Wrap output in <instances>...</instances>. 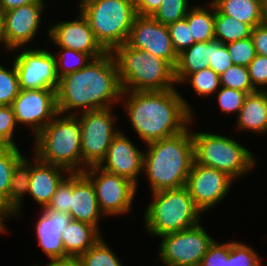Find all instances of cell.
I'll return each mask as SVG.
<instances>
[{"instance_id":"6da1fadb","label":"cell","mask_w":267,"mask_h":266,"mask_svg":"<svg viewBox=\"0 0 267 266\" xmlns=\"http://www.w3.org/2000/svg\"><path fill=\"white\" fill-rule=\"evenodd\" d=\"M121 99L131 127L146 144L177 135L194 121L193 108L177 88L123 91Z\"/></svg>"},{"instance_id":"7a4b0ae2","label":"cell","mask_w":267,"mask_h":266,"mask_svg":"<svg viewBox=\"0 0 267 266\" xmlns=\"http://www.w3.org/2000/svg\"><path fill=\"white\" fill-rule=\"evenodd\" d=\"M122 92L114 57L107 52L92 59L84 68L59 79L57 110L60 114L73 110L67 115L76 116L77 113L110 108L119 103Z\"/></svg>"},{"instance_id":"3957f363","label":"cell","mask_w":267,"mask_h":266,"mask_svg":"<svg viewBox=\"0 0 267 266\" xmlns=\"http://www.w3.org/2000/svg\"><path fill=\"white\" fill-rule=\"evenodd\" d=\"M191 127L185 131L146 144L143 171L153 192L186 185L194 159Z\"/></svg>"},{"instance_id":"277c9868","label":"cell","mask_w":267,"mask_h":266,"mask_svg":"<svg viewBox=\"0 0 267 266\" xmlns=\"http://www.w3.org/2000/svg\"><path fill=\"white\" fill-rule=\"evenodd\" d=\"M122 91H163L176 88L174 67L166 60L126 43L111 51Z\"/></svg>"},{"instance_id":"5b68a950","label":"cell","mask_w":267,"mask_h":266,"mask_svg":"<svg viewBox=\"0 0 267 266\" xmlns=\"http://www.w3.org/2000/svg\"><path fill=\"white\" fill-rule=\"evenodd\" d=\"M34 141V157L44 163L63 167L70 173H82L78 114L75 116L58 113L34 137Z\"/></svg>"},{"instance_id":"8992f818","label":"cell","mask_w":267,"mask_h":266,"mask_svg":"<svg viewBox=\"0 0 267 266\" xmlns=\"http://www.w3.org/2000/svg\"><path fill=\"white\" fill-rule=\"evenodd\" d=\"M145 210V228L151 236L178 232L200 223L202 212L195 206L186 186L151 193Z\"/></svg>"},{"instance_id":"52a82bcc","label":"cell","mask_w":267,"mask_h":266,"mask_svg":"<svg viewBox=\"0 0 267 266\" xmlns=\"http://www.w3.org/2000/svg\"><path fill=\"white\" fill-rule=\"evenodd\" d=\"M194 159L199 165L227 173L234 180L248 174L256 166V158L235 138L192 131Z\"/></svg>"},{"instance_id":"ba28073f","label":"cell","mask_w":267,"mask_h":266,"mask_svg":"<svg viewBox=\"0 0 267 266\" xmlns=\"http://www.w3.org/2000/svg\"><path fill=\"white\" fill-rule=\"evenodd\" d=\"M96 40L107 51L127 42L135 18L134 0H93L80 10Z\"/></svg>"},{"instance_id":"9c48e42d","label":"cell","mask_w":267,"mask_h":266,"mask_svg":"<svg viewBox=\"0 0 267 266\" xmlns=\"http://www.w3.org/2000/svg\"><path fill=\"white\" fill-rule=\"evenodd\" d=\"M79 115L83 173L87 167L99 166L107 155L112 139L121 130L115 128L118 117L112 114L111 107Z\"/></svg>"},{"instance_id":"30bf717a","label":"cell","mask_w":267,"mask_h":266,"mask_svg":"<svg viewBox=\"0 0 267 266\" xmlns=\"http://www.w3.org/2000/svg\"><path fill=\"white\" fill-rule=\"evenodd\" d=\"M201 222L194 227L160 236L159 256L165 266H200L215 239Z\"/></svg>"},{"instance_id":"8fae6325","label":"cell","mask_w":267,"mask_h":266,"mask_svg":"<svg viewBox=\"0 0 267 266\" xmlns=\"http://www.w3.org/2000/svg\"><path fill=\"white\" fill-rule=\"evenodd\" d=\"M83 174L92 182L99 208L104 215H125L131 211L138 189L135 183L104 171L99 166L87 167Z\"/></svg>"},{"instance_id":"7c38bea8","label":"cell","mask_w":267,"mask_h":266,"mask_svg":"<svg viewBox=\"0 0 267 266\" xmlns=\"http://www.w3.org/2000/svg\"><path fill=\"white\" fill-rule=\"evenodd\" d=\"M19 79L20 90L50 89L56 90L59 78L56 72L54 53L46 49L25 48L13 58Z\"/></svg>"},{"instance_id":"4fadbf2b","label":"cell","mask_w":267,"mask_h":266,"mask_svg":"<svg viewBox=\"0 0 267 266\" xmlns=\"http://www.w3.org/2000/svg\"><path fill=\"white\" fill-rule=\"evenodd\" d=\"M11 107L17 124L30 127L35 137L58 114L56 90H20Z\"/></svg>"},{"instance_id":"5bb4252c","label":"cell","mask_w":267,"mask_h":266,"mask_svg":"<svg viewBox=\"0 0 267 266\" xmlns=\"http://www.w3.org/2000/svg\"><path fill=\"white\" fill-rule=\"evenodd\" d=\"M233 182L234 179L227 173L194 161L185 186L195 206L203 213L221 203Z\"/></svg>"},{"instance_id":"9a60e30c","label":"cell","mask_w":267,"mask_h":266,"mask_svg":"<svg viewBox=\"0 0 267 266\" xmlns=\"http://www.w3.org/2000/svg\"><path fill=\"white\" fill-rule=\"evenodd\" d=\"M126 44L158 56L173 67L176 65L178 54L173 47L168 26L152 16H135Z\"/></svg>"},{"instance_id":"2e32d148","label":"cell","mask_w":267,"mask_h":266,"mask_svg":"<svg viewBox=\"0 0 267 266\" xmlns=\"http://www.w3.org/2000/svg\"><path fill=\"white\" fill-rule=\"evenodd\" d=\"M74 21H59L48 30V36L59 48L72 49L89 54L93 59L107 51L96 40L88 19L79 11Z\"/></svg>"},{"instance_id":"e0dca14e","label":"cell","mask_w":267,"mask_h":266,"mask_svg":"<svg viewBox=\"0 0 267 266\" xmlns=\"http://www.w3.org/2000/svg\"><path fill=\"white\" fill-rule=\"evenodd\" d=\"M45 2L22 5L3 12L6 49L11 52L33 41L39 30Z\"/></svg>"},{"instance_id":"ac0fdd59","label":"cell","mask_w":267,"mask_h":266,"mask_svg":"<svg viewBox=\"0 0 267 266\" xmlns=\"http://www.w3.org/2000/svg\"><path fill=\"white\" fill-rule=\"evenodd\" d=\"M144 153L120 131L112 139L107 155L99 167L109 173L123 176L138 186L139 174L143 172Z\"/></svg>"},{"instance_id":"d6986e66","label":"cell","mask_w":267,"mask_h":266,"mask_svg":"<svg viewBox=\"0 0 267 266\" xmlns=\"http://www.w3.org/2000/svg\"><path fill=\"white\" fill-rule=\"evenodd\" d=\"M71 219L69 214L42 208L35 226V233L39 246L51 262L70 257L65 252L61 238L63 230Z\"/></svg>"},{"instance_id":"ffe728a7","label":"cell","mask_w":267,"mask_h":266,"mask_svg":"<svg viewBox=\"0 0 267 266\" xmlns=\"http://www.w3.org/2000/svg\"><path fill=\"white\" fill-rule=\"evenodd\" d=\"M70 216L99 230L101 212L92 182L83 173H71Z\"/></svg>"},{"instance_id":"44dd1931","label":"cell","mask_w":267,"mask_h":266,"mask_svg":"<svg viewBox=\"0 0 267 266\" xmlns=\"http://www.w3.org/2000/svg\"><path fill=\"white\" fill-rule=\"evenodd\" d=\"M33 159L31 163V178L28 195H30L32 200L40 205L42 209L47 207L57 187L70 172L63 167L44 163L36 157H33Z\"/></svg>"},{"instance_id":"7402d4cb","label":"cell","mask_w":267,"mask_h":266,"mask_svg":"<svg viewBox=\"0 0 267 266\" xmlns=\"http://www.w3.org/2000/svg\"><path fill=\"white\" fill-rule=\"evenodd\" d=\"M236 119L241 131L267 133V90L247 94Z\"/></svg>"},{"instance_id":"603a6c76","label":"cell","mask_w":267,"mask_h":266,"mask_svg":"<svg viewBox=\"0 0 267 266\" xmlns=\"http://www.w3.org/2000/svg\"><path fill=\"white\" fill-rule=\"evenodd\" d=\"M100 230L88 223L71 219L62 232V243L70 257H79L101 238Z\"/></svg>"},{"instance_id":"cb8c5ba5","label":"cell","mask_w":267,"mask_h":266,"mask_svg":"<svg viewBox=\"0 0 267 266\" xmlns=\"http://www.w3.org/2000/svg\"><path fill=\"white\" fill-rule=\"evenodd\" d=\"M210 57L211 41L196 42L190 48L181 51L177 56V62L174 67L177 85L189 74L209 68Z\"/></svg>"},{"instance_id":"d4e9b609","label":"cell","mask_w":267,"mask_h":266,"mask_svg":"<svg viewBox=\"0 0 267 266\" xmlns=\"http://www.w3.org/2000/svg\"><path fill=\"white\" fill-rule=\"evenodd\" d=\"M264 0H211L210 2L222 14L236 18L253 28L263 24Z\"/></svg>"},{"instance_id":"484cf974","label":"cell","mask_w":267,"mask_h":266,"mask_svg":"<svg viewBox=\"0 0 267 266\" xmlns=\"http://www.w3.org/2000/svg\"><path fill=\"white\" fill-rule=\"evenodd\" d=\"M30 178L31 161L23 156L14 166L8 188V207L13 211L16 218L19 214H22V199L24 194L29 193Z\"/></svg>"},{"instance_id":"4316f807","label":"cell","mask_w":267,"mask_h":266,"mask_svg":"<svg viewBox=\"0 0 267 266\" xmlns=\"http://www.w3.org/2000/svg\"><path fill=\"white\" fill-rule=\"evenodd\" d=\"M209 3V9L200 5L192 6L185 17L191 28L194 43L215 40V6L210 1Z\"/></svg>"},{"instance_id":"83f0119b","label":"cell","mask_w":267,"mask_h":266,"mask_svg":"<svg viewBox=\"0 0 267 266\" xmlns=\"http://www.w3.org/2000/svg\"><path fill=\"white\" fill-rule=\"evenodd\" d=\"M253 27L236 18L220 13L215 8V40L223 44L248 38L252 34Z\"/></svg>"},{"instance_id":"f1b7e54d","label":"cell","mask_w":267,"mask_h":266,"mask_svg":"<svg viewBox=\"0 0 267 266\" xmlns=\"http://www.w3.org/2000/svg\"><path fill=\"white\" fill-rule=\"evenodd\" d=\"M17 146L0 148V202L8 206V188L15 164L23 157Z\"/></svg>"},{"instance_id":"f546056e","label":"cell","mask_w":267,"mask_h":266,"mask_svg":"<svg viewBox=\"0 0 267 266\" xmlns=\"http://www.w3.org/2000/svg\"><path fill=\"white\" fill-rule=\"evenodd\" d=\"M78 258L84 266H123L103 237Z\"/></svg>"},{"instance_id":"4dcf8cb0","label":"cell","mask_w":267,"mask_h":266,"mask_svg":"<svg viewBox=\"0 0 267 266\" xmlns=\"http://www.w3.org/2000/svg\"><path fill=\"white\" fill-rule=\"evenodd\" d=\"M60 49V52L55 54L56 72L59 79L84 68L93 59L89 54L72 49Z\"/></svg>"},{"instance_id":"1f68e13d","label":"cell","mask_w":267,"mask_h":266,"mask_svg":"<svg viewBox=\"0 0 267 266\" xmlns=\"http://www.w3.org/2000/svg\"><path fill=\"white\" fill-rule=\"evenodd\" d=\"M182 83H190L191 88L200 96L208 97L220 89V78L211 68L199 70L189 74Z\"/></svg>"},{"instance_id":"d6a6232c","label":"cell","mask_w":267,"mask_h":266,"mask_svg":"<svg viewBox=\"0 0 267 266\" xmlns=\"http://www.w3.org/2000/svg\"><path fill=\"white\" fill-rule=\"evenodd\" d=\"M220 86L244 91L247 94L257 91L250 80L248 69L241 65H232L220 76Z\"/></svg>"},{"instance_id":"836d02e7","label":"cell","mask_w":267,"mask_h":266,"mask_svg":"<svg viewBox=\"0 0 267 266\" xmlns=\"http://www.w3.org/2000/svg\"><path fill=\"white\" fill-rule=\"evenodd\" d=\"M188 0H163L152 15L159 23L169 25L186 17L190 7Z\"/></svg>"},{"instance_id":"e575fe53","label":"cell","mask_w":267,"mask_h":266,"mask_svg":"<svg viewBox=\"0 0 267 266\" xmlns=\"http://www.w3.org/2000/svg\"><path fill=\"white\" fill-rule=\"evenodd\" d=\"M261 258L245 242H229L228 266H262Z\"/></svg>"},{"instance_id":"d590c367","label":"cell","mask_w":267,"mask_h":266,"mask_svg":"<svg viewBox=\"0 0 267 266\" xmlns=\"http://www.w3.org/2000/svg\"><path fill=\"white\" fill-rule=\"evenodd\" d=\"M11 67V69H7L0 64V106L11 105L20 91L18 73L14 62Z\"/></svg>"},{"instance_id":"8d00e7d4","label":"cell","mask_w":267,"mask_h":266,"mask_svg":"<svg viewBox=\"0 0 267 266\" xmlns=\"http://www.w3.org/2000/svg\"><path fill=\"white\" fill-rule=\"evenodd\" d=\"M234 65L248 67L257 55L251 36L226 44Z\"/></svg>"},{"instance_id":"74e56055","label":"cell","mask_w":267,"mask_h":266,"mask_svg":"<svg viewBox=\"0 0 267 266\" xmlns=\"http://www.w3.org/2000/svg\"><path fill=\"white\" fill-rule=\"evenodd\" d=\"M216 93H218L217 102L221 112L225 114L235 113L238 115L243 106L247 93L223 86H221Z\"/></svg>"},{"instance_id":"f35d334b","label":"cell","mask_w":267,"mask_h":266,"mask_svg":"<svg viewBox=\"0 0 267 266\" xmlns=\"http://www.w3.org/2000/svg\"><path fill=\"white\" fill-rule=\"evenodd\" d=\"M170 38L177 54L190 48L194 44V37L186 18L180 19L168 25Z\"/></svg>"},{"instance_id":"ab89813d","label":"cell","mask_w":267,"mask_h":266,"mask_svg":"<svg viewBox=\"0 0 267 266\" xmlns=\"http://www.w3.org/2000/svg\"><path fill=\"white\" fill-rule=\"evenodd\" d=\"M17 126L11 105L0 106V148L17 146L14 142V129Z\"/></svg>"},{"instance_id":"60d3db41","label":"cell","mask_w":267,"mask_h":266,"mask_svg":"<svg viewBox=\"0 0 267 266\" xmlns=\"http://www.w3.org/2000/svg\"><path fill=\"white\" fill-rule=\"evenodd\" d=\"M71 201V173L60 183L46 209L69 214Z\"/></svg>"},{"instance_id":"b9f144b4","label":"cell","mask_w":267,"mask_h":266,"mask_svg":"<svg viewBox=\"0 0 267 266\" xmlns=\"http://www.w3.org/2000/svg\"><path fill=\"white\" fill-rule=\"evenodd\" d=\"M233 65V61L229 56L226 44L218 40L211 41V57L209 68H211L219 76Z\"/></svg>"},{"instance_id":"7bdbcfd3","label":"cell","mask_w":267,"mask_h":266,"mask_svg":"<svg viewBox=\"0 0 267 266\" xmlns=\"http://www.w3.org/2000/svg\"><path fill=\"white\" fill-rule=\"evenodd\" d=\"M229 241L219 243L216 240L208 247L200 266H228Z\"/></svg>"},{"instance_id":"ee69618b","label":"cell","mask_w":267,"mask_h":266,"mask_svg":"<svg viewBox=\"0 0 267 266\" xmlns=\"http://www.w3.org/2000/svg\"><path fill=\"white\" fill-rule=\"evenodd\" d=\"M247 69L253 87L257 91L267 90V87L264 88L267 86V57L257 54Z\"/></svg>"},{"instance_id":"f6af8a7d","label":"cell","mask_w":267,"mask_h":266,"mask_svg":"<svg viewBox=\"0 0 267 266\" xmlns=\"http://www.w3.org/2000/svg\"><path fill=\"white\" fill-rule=\"evenodd\" d=\"M251 38L256 53L267 57V25L260 24L253 28Z\"/></svg>"},{"instance_id":"bcb514c9","label":"cell","mask_w":267,"mask_h":266,"mask_svg":"<svg viewBox=\"0 0 267 266\" xmlns=\"http://www.w3.org/2000/svg\"><path fill=\"white\" fill-rule=\"evenodd\" d=\"M163 0H134L137 15L152 16Z\"/></svg>"},{"instance_id":"7dc6e473","label":"cell","mask_w":267,"mask_h":266,"mask_svg":"<svg viewBox=\"0 0 267 266\" xmlns=\"http://www.w3.org/2000/svg\"><path fill=\"white\" fill-rule=\"evenodd\" d=\"M41 2L40 0H0V9L5 12L10 9L18 8L22 5Z\"/></svg>"},{"instance_id":"c3c4849f","label":"cell","mask_w":267,"mask_h":266,"mask_svg":"<svg viewBox=\"0 0 267 266\" xmlns=\"http://www.w3.org/2000/svg\"><path fill=\"white\" fill-rule=\"evenodd\" d=\"M13 216V211L5 203L0 202V234L7 232V227L5 226L4 222L6 221V219L8 220Z\"/></svg>"},{"instance_id":"681fc988","label":"cell","mask_w":267,"mask_h":266,"mask_svg":"<svg viewBox=\"0 0 267 266\" xmlns=\"http://www.w3.org/2000/svg\"><path fill=\"white\" fill-rule=\"evenodd\" d=\"M45 266H84L78 257H69L48 262Z\"/></svg>"},{"instance_id":"f907efd6","label":"cell","mask_w":267,"mask_h":266,"mask_svg":"<svg viewBox=\"0 0 267 266\" xmlns=\"http://www.w3.org/2000/svg\"><path fill=\"white\" fill-rule=\"evenodd\" d=\"M0 43L1 45L4 44L6 48V41L4 36V15L1 9H0Z\"/></svg>"},{"instance_id":"816d5d0a","label":"cell","mask_w":267,"mask_h":266,"mask_svg":"<svg viewBox=\"0 0 267 266\" xmlns=\"http://www.w3.org/2000/svg\"><path fill=\"white\" fill-rule=\"evenodd\" d=\"M263 24L267 25V0L263 1Z\"/></svg>"},{"instance_id":"f5cc1de1","label":"cell","mask_w":267,"mask_h":266,"mask_svg":"<svg viewBox=\"0 0 267 266\" xmlns=\"http://www.w3.org/2000/svg\"><path fill=\"white\" fill-rule=\"evenodd\" d=\"M90 1H93V0H80L79 2V8H81L84 4L90 2Z\"/></svg>"}]
</instances>
